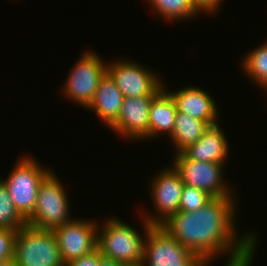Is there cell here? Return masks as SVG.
Returning a JSON list of instances; mask_svg holds the SVG:
<instances>
[{"label":"cell","mask_w":267,"mask_h":266,"mask_svg":"<svg viewBox=\"0 0 267 266\" xmlns=\"http://www.w3.org/2000/svg\"><path fill=\"white\" fill-rule=\"evenodd\" d=\"M178 112L205 121L209 126L219 123V111L214 98L209 92L197 86H187L168 92ZM218 121V122H217Z\"/></svg>","instance_id":"obj_13"},{"label":"cell","mask_w":267,"mask_h":266,"mask_svg":"<svg viewBox=\"0 0 267 266\" xmlns=\"http://www.w3.org/2000/svg\"><path fill=\"white\" fill-rule=\"evenodd\" d=\"M259 240L257 239L254 243H252L247 249H245L242 253L227 258L226 265L224 266H252L253 257H255V252L257 247L259 246Z\"/></svg>","instance_id":"obj_23"},{"label":"cell","mask_w":267,"mask_h":266,"mask_svg":"<svg viewBox=\"0 0 267 266\" xmlns=\"http://www.w3.org/2000/svg\"><path fill=\"white\" fill-rule=\"evenodd\" d=\"M14 260L18 266H64L52 230L26 225L15 237Z\"/></svg>","instance_id":"obj_5"},{"label":"cell","mask_w":267,"mask_h":266,"mask_svg":"<svg viewBox=\"0 0 267 266\" xmlns=\"http://www.w3.org/2000/svg\"><path fill=\"white\" fill-rule=\"evenodd\" d=\"M155 96L126 97L118 118L109 126L127 140H149V111Z\"/></svg>","instance_id":"obj_12"},{"label":"cell","mask_w":267,"mask_h":266,"mask_svg":"<svg viewBox=\"0 0 267 266\" xmlns=\"http://www.w3.org/2000/svg\"><path fill=\"white\" fill-rule=\"evenodd\" d=\"M125 266H144L143 263H138V264H129V265H125Z\"/></svg>","instance_id":"obj_28"},{"label":"cell","mask_w":267,"mask_h":266,"mask_svg":"<svg viewBox=\"0 0 267 266\" xmlns=\"http://www.w3.org/2000/svg\"><path fill=\"white\" fill-rule=\"evenodd\" d=\"M23 156L19 157L7 178L0 180L5 184L15 208L27 219L36 207L39 185L52 169L41 166L32 156Z\"/></svg>","instance_id":"obj_3"},{"label":"cell","mask_w":267,"mask_h":266,"mask_svg":"<svg viewBox=\"0 0 267 266\" xmlns=\"http://www.w3.org/2000/svg\"><path fill=\"white\" fill-rule=\"evenodd\" d=\"M107 72L105 63L96 52L85 51L70 69L62 90L65 98L88 108L94 99L100 79Z\"/></svg>","instance_id":"obj_7"},{"label":"cell","mask_w":267,"mask_h":266,"mask_svg":"<svg viewBox=\"0 0 267 266\" xmlns=\"http://www.w3.org/2000/svg\"><path fill=\"white\" fill-rule=\"evenodd\" d=\"M70 202L61 180L51 171L40 183L33 213L26 219L27 225L37 229L53 230L72 219Z\"/></svg>","instance_id":"obj_4"},{"label":"cell","mask_w":267,"mask_h":266,"mask_svg":"<svg viewBox=\"0 0 267 266\" xmlns=\"http://www.w3.org/2000/svg\"><path fill=\"white\" fill-rule=\"evenodd\" d=\"M18 231L0 229V263L14 257V243Z\"/></svg>","instance_id":"obj_22"},{"label":"cell","mask_w":267,"mask_h":266,"mask_svg":"<svg viewBox=\"0 0 267 266\" xmlns=\"http://www.w3.org/2000/svg\"><path fill=\"white\" fill-rule=\"evenodd\" d=\"M214 260L201 261L160 225H153L144 242V266H210Z\"/></svg>","instance_id":"obj_6"},{"label":"cell","mask_w":267,"mask_h":266,"mask_svg":"<svg viewBox=\"0 0 267 266\" xmlns=\"http://www.w3.org/2000/svg\"><path fill=\"white\" fill-rule=\"evenodd\" d=\"M99 266H125L123 263L118 262L116 260L104 257L100 252V264Z\"/></svg>","instance_id":"obj_26"},{"label":"cell","mask_w":267,"mask_h":266,"mask_svg":"<svg viewBox=\"0 0 267 266\" xmlns=\"http://www.w3.org/2000/svg\"><path fill=\"white\" fill-rule=\"evenodd\" d=\"M165 83L166 81L164 88L153 98L150 106L149 139L157 138L161 134H168L169 137L174 129L177 109Z\"/></svg>","instance_id":"obj_16"},{"label":"cell","mask_w":267,"mask_h":266,"mask_svg":"<svg viewBox=\"0 0 267 266\" xmlns=\"http://www.w3.org/2000/svg\"><path fill=\"white\" fill-rule=\"evenodd\" d=\"M236 199L214 197L197 211H178L160 226L201 261L214 260L221 255L234 257L258 239V232L254 230L243 235L236 231V215L239 214Z\"/></svg>","instance_id":"obj_1"},{"label":"cell","mask_w":267,"mask_h":266,"mask_svg":"<svg viewBox=\"0 0 267 266\" xmlns=\"http://www.w3.org/2000/svg\"><path fill=\"white\" fill-rule=\"evenodd\" d=\"M142 229L145 233L115 216L106 218L98 224V245L101 255L124 265L138 264L143 261L144 242L148 230L153 226L143 216ZM100 226V227H99Z\"/></svg>","instance_id":"obj_2"},{"label":"cell","mask_w":267,"mask_h":266,"mask_svg":"<svg viewBox=\"0 0 267 266\" xmlns=\"http://www.w3.org/2000/svg\"><path fill=\"white\" fill-rule=\"evenodd\" d=\"M107 73L124 98L156 96L164 88L161 75L129 58L107 62Z\"/></svg>","instance_id":"obj_9"},{"label":"cell","mask_w":267,"mask_h":266,"mask_svg":"<svg viewBox=\"0 0 267 266\" xmlns=\"http://www.w3.org/2000/svg\"><path fill=\"white\" fill-rule=\"evenodd\" d=\"M100 264V250L97 248L87 255L67 262L64 266H99Z\"/></svg>","instance_id":"obj_24"},{"label":"cell","mask_w":267,"mask_h":266,"mask_svg":"<svg viewBox=\"0 0 267 266\" xmlns=\"http://www.w3.org/2000/svg\"><path fill=\"white\" fill-rule=\"evenodd\" d=\"M256 48V49H255ZM249 50L247 55L242 58V68L244 73L254 81V84L267 91V40Z\"/></svg>","instance_id":"obj_19"},{"label":"cell","mask_w":267,"mask_h":266,"mask_svg":"<svg viewBox=\"0 0 267 266\" xmlns=\"http://www.w3.org/2000/svg\"><path fill=\"white\" fill-rule=\"evenodd\" d=\"M194 4L197 6L200 12L209 13L210 15L217 12L220 9V4H222V0H193ZM204 11V12H203Z\"/></svg>","instance_id":"obj_25"},{"label":"cell","mask_w":267,"mask_h":266,"mask_svg":"<svg viewBox=\"0 0 267 266\" xmlns=\"http://www.w3.org/2000/svg\"><path fill=\"white\" fill-rule=\"evenodd\" d=\"M214 197L208 192L184 185L179 211L193 212L205 206Z\"/></svg>","instance_id":"obj_21"},{"label":"cell","mask_w":267,"mask_h":266,"mask_svg":"<svg viewBox=\"0 0 267 266\" xmlns=\"http://www.w3.org/2000/svg\"><path fill=\"white\" fill-rule=\"evenodd\" d=\"M0 266H18V265L16 264V261L14 260V258H11L9 260L1 262Z\"/></svg>","instance_id":"obj_27"},{"label":"cell","mask_w":267,"mask_h":266,"mask_svg":"<svg viewBox=\"0 0 267 266\" xmlns=\"http://www.w3.org/2000/svg\"><path fill=\"white\" fill-rule=\"evenodd\" d=\"M172 165L187 186L208 192L213 197H238L236 191L224 179L225 163L203 162L176 154Z\"/></svg>","instance_id":"obj_8"},{"label":"cell","mask_w":267,"mask_h":266,"mask_svg":"<svg viewBox=\"0 0 267 266\" xmlns=\"http://www.w3.org/2000/svg\"><path fill=\"white\" fill-rule=\"evenodd\" d=\"M209 125L202 120L193 118L181 112L176 113L175 125L169 139L174 146V155L182 153L193 143H196Z\"/></svg>","instance_id":"obj_17"},{"label":"cell","mask_w":267,"mask_h":266,"mask_svg":"<svg viewBox=\"0 0 267 266\" xmlns=\"http://www.w3.org/2000/svg\"><path fill=\"white\" fill-rule=\"evenodd\" d=\"M27 225L26 219L18 212L0 180V229L19 231Z\"/></svg>","instance_id":"obj_20"},{"label":"cell","mask_w":267,"mask_h":266,"mask_svg":"<svg viewBox=\"0 0 267 266\" xmlns=\"http://www.w3.org/2000/svg\"><path fill=\"white\" fill-rule=\"evenodd\" d=\"M123 100L122 92L106 72L100 79L94 99L87 109L95 112L101 122L109 127L118 118Z\"/></svg>","instance_id":"obj_15"},{"label":"cell","mask_w":267,"mask_h":266,"mask_svg":"<svg viewBox=\"0 0 267 266\" xmlns=\"http://www.w3.org/2000/svg\"><path fill=\"white\" fill-rule=\"evenodd\" d=\"M217 123L209 126L202 137L182 153L188 158L203 162L226 163L229 153L228 136Z\"/></svg>","instance_id":"obj_14"},{"label":"cell","mask_w":267,"mask_h":266,"mask_svg":"<svg viewBox=\"0 0 267 266\" xmlns=\"http://www.w3.org/2000/svg\"><path fill=\"white\" fill-rule=\"evenodd\" d=\"M158 171L156 175L150 179L149 192L151 197V203L154 206L153 214L150 212L142 215L150 224L161 225L171 215L179 211V205L181 201L182 191L184 187L183 180L179 172L173 165H167V167ZM160 172V173H159ZM151 214V215H150Z\"/></svg>","instance_id":"obj_10"},{"label":"cell","mask_w":267,"mask_h":266,"mask_svg":"<svg viewBox=\"0 0 267 266\" xmlns=\"http://www.w3.org/2000/svg\"><path fill=\"white\" fill-rule=\"evenodd\" d=\"M145 1V0H144ZM158 17L168 21H185L201 14L193 0H146Z\"/></svg>","instance_id":"obj_18"},{"label":"cell","mask_w":267,"mask_h":266,"mask_svg":"<svg viewBox=\"0 0 267 266\" xmlns=\"http://www.w3.org/2000/svg\"><path fill=\"white\" fill-rule=\"evenodd\" d=\"M98 220L74 218L55 227V234L64 264L97 249Z\"/></svg>","instance_id":"obj_11"}]
</instances>
